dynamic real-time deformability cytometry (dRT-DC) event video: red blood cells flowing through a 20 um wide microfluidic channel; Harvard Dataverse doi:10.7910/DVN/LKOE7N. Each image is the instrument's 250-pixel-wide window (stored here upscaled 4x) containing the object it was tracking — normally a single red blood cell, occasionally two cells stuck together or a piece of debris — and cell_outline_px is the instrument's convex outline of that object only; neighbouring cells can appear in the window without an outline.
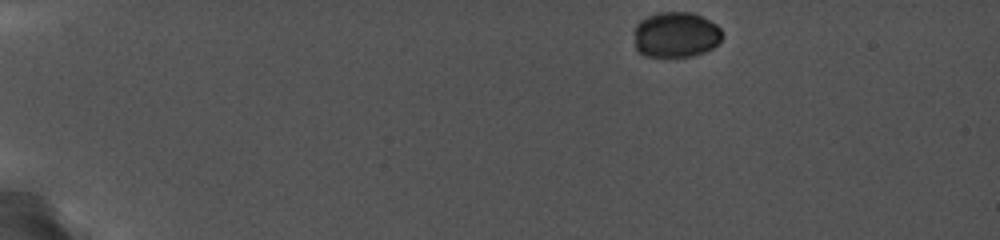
{"species": "common noctule bat (a hibernating species)", "species_latin": "Nyctalus noctula", "temperature_condition": "cold", "stored_images_in_passage": 18, "camera_frame_rate_fps": 5000, "um_per_image_px": 0.085, "animal": {"sex": "female", "body_mass_g": 19.0, "forearm_length_mm": 56.7}, "frame": {"image": 1, "passage_image": 1, "time_ms": 0.0, "image_size_px": [1000, 240], "cell_outline_px": [[724, 36], [712, 48], [704, 52], [692, 56], [644, 56], [636, 48], [636, 24], [640, 20], [656, 12], [692, 12], [716, 24], [720, 28]], "centroid_in_image_um": [57.46, 2.94], "position_along_channel_um": 27.5, "area_um2": 23.24}}
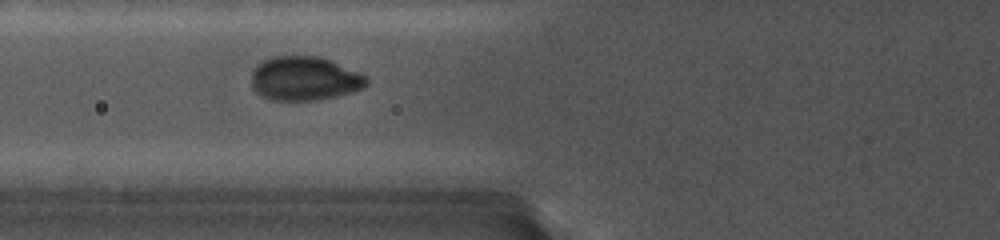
{"frame": {"image": 2, "passage_image": 7, "time_ms": 4.8, "image_size_px": [1000, 240], "cell_outline_px": [[368, 84], [364, 88], [336, 96], [316, 100], [272, 100], [256, 92], [252, 88], [252, 68], [260, 60], [272, 56], [320, 56], [360, 72], [368, 76]], "centroid_in_image_um": [25.88, 6.66], "position_along_channel_um": 99.9, "area_um2": 29.82}}
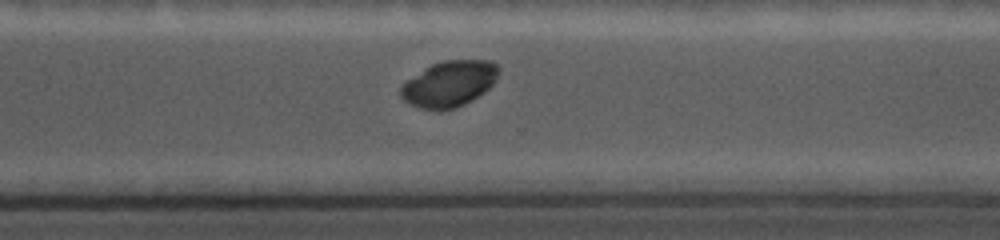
{"frame": {"image": 3, "passage_image": 18, "time_ms": 11.0, "image_size_px": [1000, 240], "cell_outline_px": [[500, 72], [496, 80], [484, 92], [464, 104], [456, 108], [440, 112], [420, 108], [408, 104], [400, 96], [400, 88], [408, 80], [432, 64], [444, 60], [492, 60], [500, 68]], "centroid_in_image_um": [38.2, 7.14], "position_along_channel_um": 332.4, "area_um2": 26.3}}